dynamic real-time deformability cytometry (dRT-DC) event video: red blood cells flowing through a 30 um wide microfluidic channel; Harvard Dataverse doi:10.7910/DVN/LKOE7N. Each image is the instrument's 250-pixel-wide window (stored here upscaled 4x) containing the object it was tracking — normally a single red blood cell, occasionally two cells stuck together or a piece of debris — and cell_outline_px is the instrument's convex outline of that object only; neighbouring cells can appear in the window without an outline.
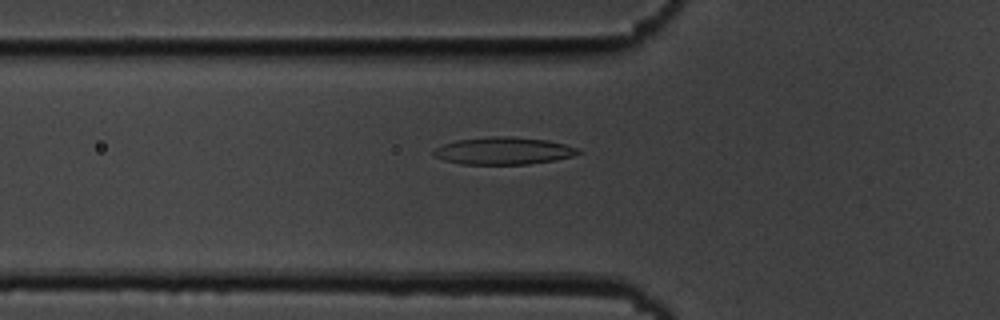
{"species": "common noctule bat (a hibernating species)", "species_latin": "Nyctalus noctula", "temperature_condition": "cold", "stored_images_in_passage": 49, "camera_frame_rate_fps": 3000, "um_per_image_px": 0.085, "animal": {"sex": "male", "body_mass_g": 19.5, "forearm_length_mm": 54.6}, "frame": {"image": 1, "passage_image": 13, "time_ms": 4.0, "image_size_px": [1000, 320], "cell_outline_px": [[584, 152], [572, 156], [556, 160], [528, 164], [464, 164], [444, 160], [432, 156], [432, 152], [436, 148], [444, 144], [456, 140], [492, 136], [512, 136], [548, 140], [564, 144], [576, 148]], "centroid_in_image_um": [42.8, 12.82], "position_along_channel_um": 83.0, "area_um2": 23.06}}
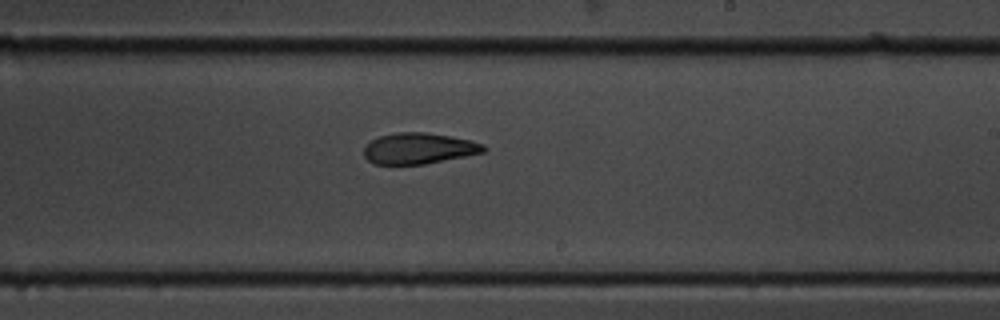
{"frame": {"image": 2, "passage_image": 27, "time_ms": 8.667, "image_size_px": [1000, 320], "cell_outline_px": [[488, 148], [484, 152], [424, 164], [376, 164], [368, 160], [364, 156], [364, 148], [372, 140], [380, 136], [396, 132], [424, 132], [448, 136], [468, 140], [484, 144]], "centroid_in_image_um": [35.59, 12.61], "position_along_channel_um": 253.4, "area_um2": 21.33}}
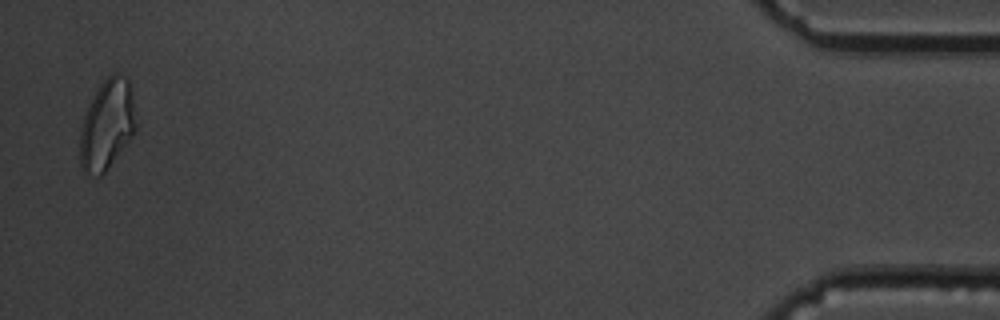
{"frame": {"image": 3, "passage_image": 48, "time_ms": 15.667, "image_size_px": [1000, 320], "cell_outline_px": [[136, 132], [104, 172], [100, 176], [84, 176], [80, 164], [80, 128], [84, 116], [96, 88], [104, 76], [112, 72], [116, 72], [128, 80], [132, 100], [136, 124]], "centroid_in_image_um": [9.06, 10.6], "position_along_channel_um": 426.1, "area_um2": 29.54}, "authors_computed_cell_mechanics": {"area_um2": 22.831, "velocity_mm_per_s": 3.6499, "shape_relaxation_time_tau1_ms": 7.5487, "shape_relaxation_time_tau2_ms": 5.0352, "deformation_change_tau1": 0.1809, "deformation_change_tau2": 0.1194}}